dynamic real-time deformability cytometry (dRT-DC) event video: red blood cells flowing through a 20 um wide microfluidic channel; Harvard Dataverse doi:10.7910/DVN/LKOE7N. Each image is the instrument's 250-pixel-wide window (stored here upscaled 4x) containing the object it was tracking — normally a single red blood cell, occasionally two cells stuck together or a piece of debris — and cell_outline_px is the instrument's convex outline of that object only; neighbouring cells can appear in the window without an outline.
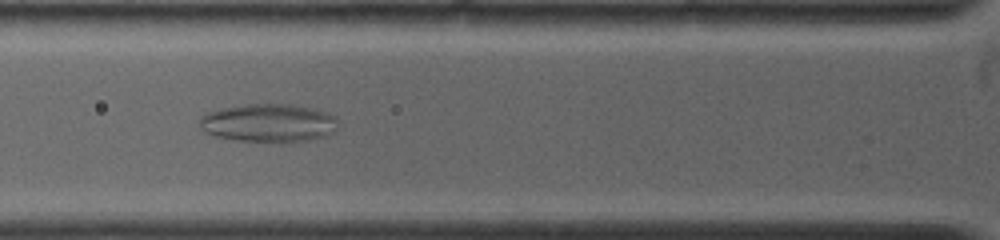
{"species": "common noctule bat (a hibernating species)", "species_latin": "Nyctalus noctula", "temperature_condition": "warm", "stored_images_in_passage": 50, "camera_frame_rate_fps": 4500, "um_per_image_px": 0.085, "animal": {"sex": "female", "body_mass_g": 19.0, "forearm_length_mm": 53.3}, "frame": {"image": 1, "passage_image": 11, "time_ms": 3.556, "image_size_px": [1000, 240], "cell_outline_px": [[332, 120], [320, 136], [308, 140], [292, 144], [280, 144], [236, 140], [220, 136], [208, 132], [200, 124], [200, 120], [204, 116], [212, 112], [224, 108], [244, 104], [292, 104], [308, 108], [332, 116]], "centroid_in_image_um": [22.7, 10.48], "position_along_channel_um": 103.1, "area_um2": 29.48}}
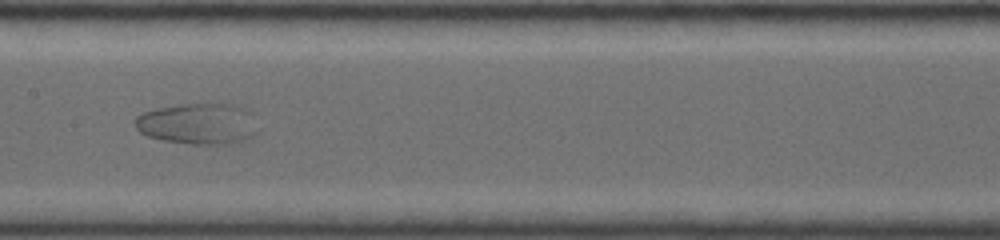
{"frame": {"image": 2, "passage_image": 18, "time_ms": 6.0, "image_size_px": [1000, 240], "cell_outline_px": [[248, 136], [244, 140], [232, 144], [192, 144], [164, 140], [148, 136], [140, 132], [136, 128], [136, 116], [144, 112], [160, 108], [180, 104], [208, 100], [212, 100], [232, 104], [240, 108]], "centroid_in_image_um": [16.57, 10.48], "position_along_channel_um": 190.8, "area_um2": 28.03}}
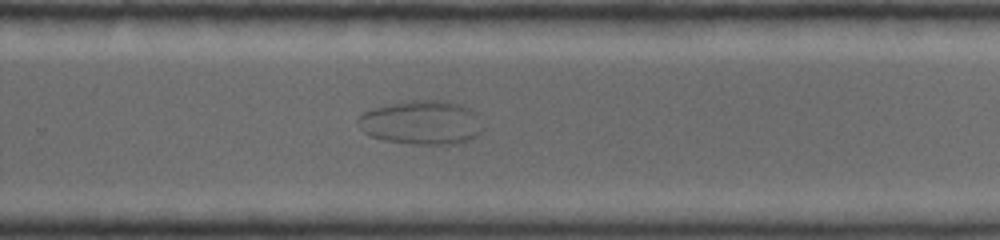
{"frame": {"image": 3, "passage_image": 26, "time_ms": 8.889, "image_size_px": [1000, 240], "cell_outline_px": [[472, 136], [464, 144], [416, 144], [384, 140], [372, 136], [364, 132], [356, 120], [364, 112], [376, 108], [408, 100], [448, 100], [460, 104], [464, 108]], "centroid_in_image_um": [35.55, 10.42], "position_along_channel_um": 294.2, "area_um2": 29.71}}